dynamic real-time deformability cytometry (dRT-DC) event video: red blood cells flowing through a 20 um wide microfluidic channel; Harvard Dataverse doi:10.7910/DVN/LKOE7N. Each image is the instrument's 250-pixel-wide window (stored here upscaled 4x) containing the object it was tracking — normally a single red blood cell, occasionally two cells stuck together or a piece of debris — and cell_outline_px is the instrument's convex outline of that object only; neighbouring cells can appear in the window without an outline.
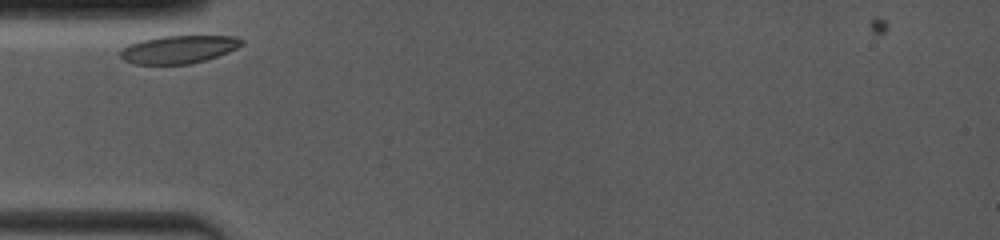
{"species": "common noctule bat (a hibernating species)", "species_latin": "Nyctalus noctula", "temperature_condition": "room temperature", "stored_images_in_passage": 8, "camera_frame_rate_fps": 4000, "um_per_image_px": 0.085, "animal": {"sex": "female", "body_mass_g": 19.0, "forearm_length_mm": 53.3}, "frame": {"image": 1, "passage_image": 1, "time_ms": 0.0, "image_size_px": [1000, 240], "cell_outline_px": [[244, 44], [228, 52], [204, 60], [188, 64], [136, 64], [124, 60], [120, 56], [120, 52], [128, 44], [140, 40], [160, 36], [236, 36], [244, 40]], "centroid_in_image_um": [15.19, 4.18], "position_along_channel_um": 69.8, "area_um2": 19.65}}
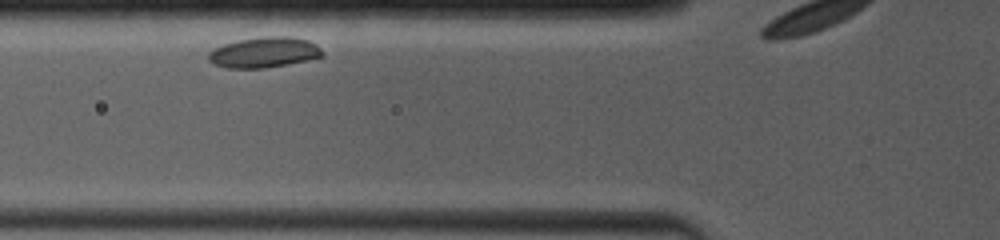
{"frame": {"image": 2, "passage_image": 4, "time_ms": 1.0, "image_size_px": [1000, 240], "cell_outline_px": [[324, 56], [308, 60], [288, 64], [264, 68], [228, 68], [212, 64], [208, 60], [208, 52], [212, 48], [224, 44], [240, 40], [264, 36], [292, 36], [308, 40], [316, 44], [324, 52]], "centroid_in_image_um": [22.45, 4.45], "position_along_channel_um": 103.3, "area_um2": 20.46}}